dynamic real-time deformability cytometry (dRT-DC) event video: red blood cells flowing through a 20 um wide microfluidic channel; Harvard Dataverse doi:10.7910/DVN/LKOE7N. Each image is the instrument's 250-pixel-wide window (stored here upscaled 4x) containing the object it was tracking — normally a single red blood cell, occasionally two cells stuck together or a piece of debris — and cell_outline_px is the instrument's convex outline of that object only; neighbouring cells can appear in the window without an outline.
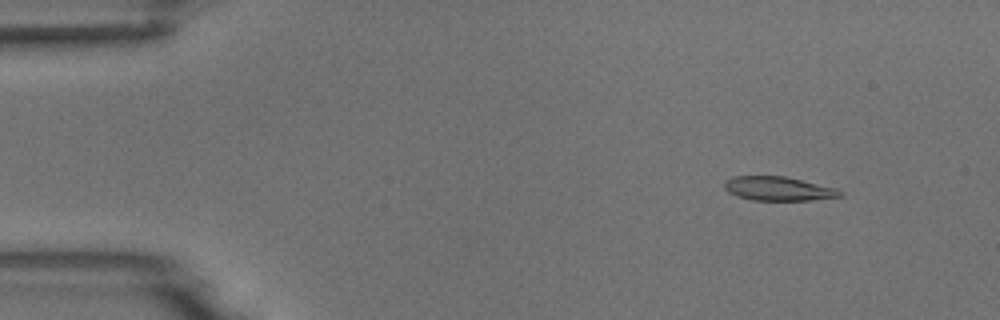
{"species": "common noctule bat (a hibernating species)", "species_latin": "Nyctalus noctula", "temperature_condition": "room temperature", "stored_images_in_passage": 5, "camera_frame_rate_fps": 3000, "um_per_image_px": 0.085, "animal": {"sex": "male", "body_mass_g": 18.8}, "frame": {"image": 1, "passage_image": 2, "time_ms": 1.333, "image_size_px": [1000, 320], "cell_outline_px": [[844, 192], [840, 196], [812, 200], [752, 200], [736, 196], [728, 192], [724, 188], [724, 180], [732, 176], [784, 176], [836, 188]], "centroid_in_image_um": [66.11, 16.03], "position_along_channel_um": 18.9, "area_um2": 16.18}}
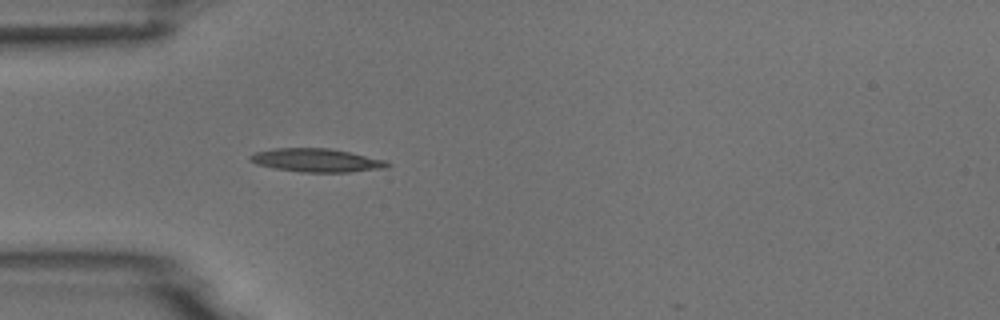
{"frame": {"image": 2, "passage_image": 5, "time_ms": 4.667, "image_size_px": [1000, 320], "cell_outline_px": [[392, 164], [388, 168], [348, 172], [300, 172], [276, 168], [256, 164], [248, 160], [248, 156], [256, 152], [276, 148], [332, 148], [384, 160]], "centroid_in_image_um": [26.91, 13.62], "position_along_channel_um": 58.1, "area_um2": 18.73}}